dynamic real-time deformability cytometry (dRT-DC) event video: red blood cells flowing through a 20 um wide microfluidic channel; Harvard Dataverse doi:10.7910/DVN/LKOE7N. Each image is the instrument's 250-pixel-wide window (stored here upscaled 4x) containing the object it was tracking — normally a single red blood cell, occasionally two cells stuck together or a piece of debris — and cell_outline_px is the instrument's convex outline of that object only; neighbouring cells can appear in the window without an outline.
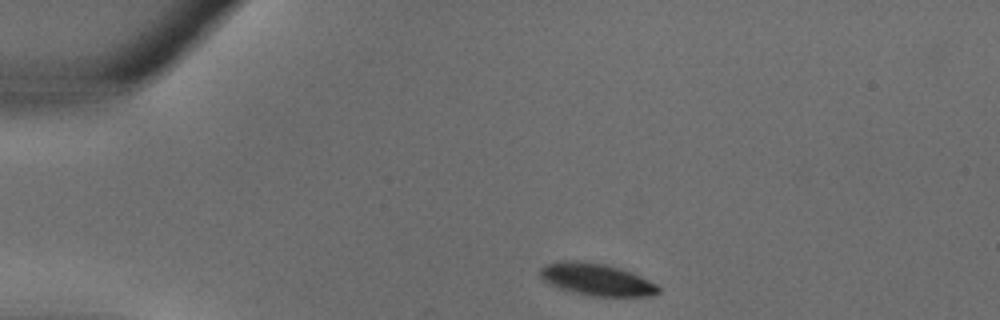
{"species": "common noctule bat (a hibernating species)", "species_latin": "Nyctalus noctula", "temperature_condition": "warm", "stored_images_in_passage": 29, "camera_frame_rate_fps": 3000, "um_per_image_px": 0.085, "animal": {"sex": "male", "body_mass_g": 18.8}, "frame": {"image": 1, "passage_image": 1, "time_ms": 0.0, "image_size_px": [1000, 320], "cell_outline_px": [[660, 292], [648, 296], [592, 296], [560, 288], [544, 280], [540, 276], [540, 268], [548, 264], [560, 260], [580, 260], [604, 264], [620, 268], [632, 272], [656, 284], [660, 288]], "centroid_in_image_um": [50.72, 23.74], "position_along_channel_um": 34.3, "area_um2": 21.91}}
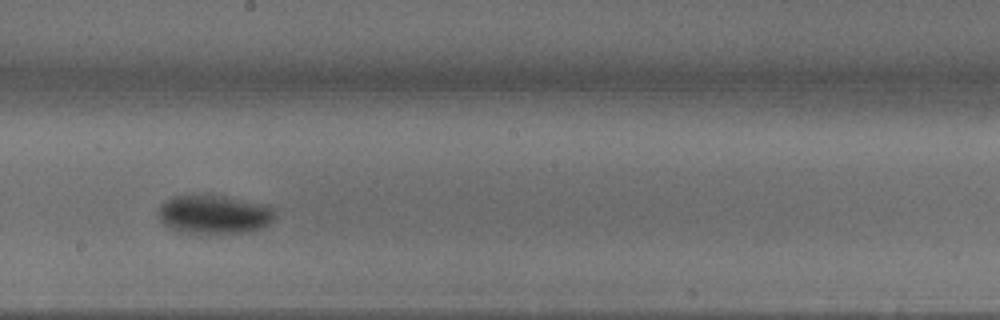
{"frame": {"image": 2, "passage_image": 14, "time_ms": 4.333, "image_size_px": [1000, 320], "cell_outline_px": [[276, 216], [264, 228], [248, 232], [184, 232], [172, 228], [164, 224], [156, 216], [156, 212], [160, 204], [176, 196], [224, 196], [268, 204], [276, 208]], "centroid_in_image_um": [18.26, 18.21], "position_along_channel_um": 229.9, "area_um2": 26.24}}
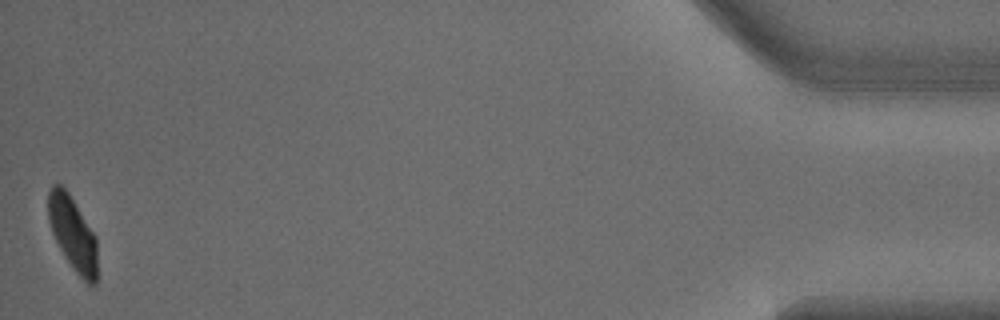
{"frame": {"image": 3, "passage_image": 29, "time_ms": 9.333, "image_size_px": [1000, 320], "cell_outline_px": [[96, 284], [88, 284], [76, 272], [60, 248], [52, 232], [48, 220], [48, 192], [52, 184], [60, 184], [68, 192], [96, 236]], "centroid_in_image_um": [6.17, 19.81], "position_along_channel_um": 429.0, "area_um2": 20.75}}